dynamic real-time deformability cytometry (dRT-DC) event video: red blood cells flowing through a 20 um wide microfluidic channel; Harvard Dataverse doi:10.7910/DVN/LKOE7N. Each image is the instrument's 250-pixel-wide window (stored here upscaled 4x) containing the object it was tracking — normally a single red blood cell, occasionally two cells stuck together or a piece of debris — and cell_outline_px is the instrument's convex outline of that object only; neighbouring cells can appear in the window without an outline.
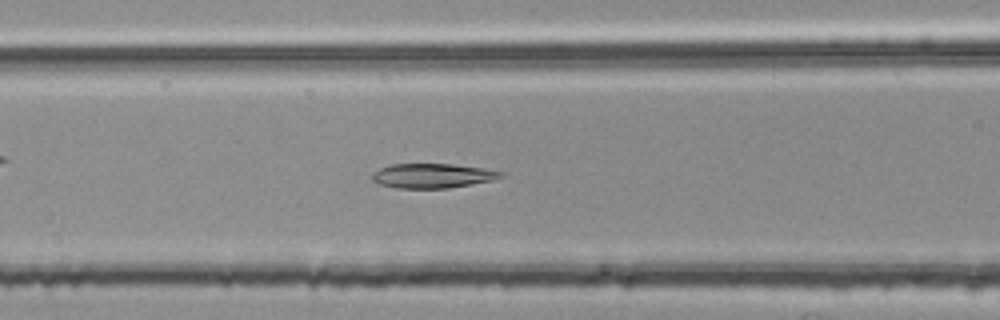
{"species": "common noctule bat (a hibernating species)", "species_latin": "Nyctalus noctula", "temperature_condition": "room temperature", "stored_images_in_passage": 52, "camera_frame_rate_fps": 3000, "um_per_image_px": 0.085, "animal": {"sex": "female", "body_mass_g": 25.1}, "frame": {"image": 1, "passage_image": 21, "time_ms": 6.667, "image_size_px": [1000, 320], "cell_outline_px": [[504, 176], [492, 180], [448, 188], [396, 188], [380, 184], [372, 180], [372, 172], [380, 168], [392, 164], [452, 164], [484, 168], [504, 172]], "centroid_in_image_um": [36.75, 14.93], "position_along_channel_um": 129.8, "area_um2": 18.32}}
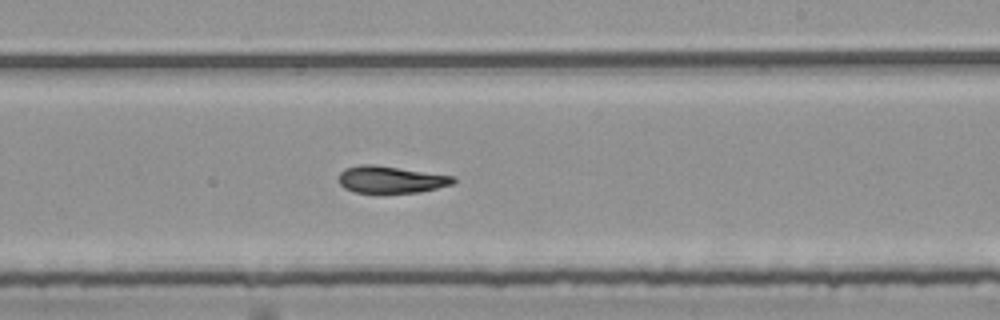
{"frame": {"image": 2, "passage_image": 31, "time_ms": 10.0, "image_size_px": [1000, 320], "cell_outline_px": [[456, 180], [452, 184], [420, 192], [380, 196], [376, 196], [356, 192], [344, 188], [340, 184], [340, 172], [344, 168], [360, 164], [372, 164], [456, 176]], "centroid_in_image_um": [33.2, 15.31], "position_along_channel_um": 255.8, "area_um2": 18.84}}
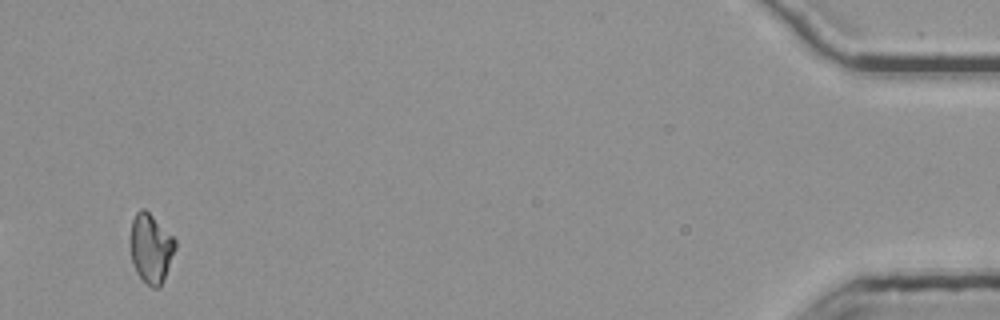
{"frame": {"image": 3, "passage_image": 51, "time_ms": 16.667, "image_size_px": [1000, 320], "cell_outline_px": [[176, 248], [164, 280], [160, 288], [152, 288], [136, 272], [132, 260], [132, 220], [136, 212], [140, 208], [144, 208], [176, 240]], "centroid_in_image_um": [12.86, 21.13], "position_along_channel_um": 422.3, "area_um2": 17.69}, "authors_computed_cell_mechanics": {"area_um2": 18.6694, "velocity_mm_per_s": 3.7832, "shape_relaxation_time_tau1_ms": null, "shape_relaxation_time_tau2_ms": 3.0543, "deformation_change_tau1": null, "deformation_change_tau2": 0.0816}}